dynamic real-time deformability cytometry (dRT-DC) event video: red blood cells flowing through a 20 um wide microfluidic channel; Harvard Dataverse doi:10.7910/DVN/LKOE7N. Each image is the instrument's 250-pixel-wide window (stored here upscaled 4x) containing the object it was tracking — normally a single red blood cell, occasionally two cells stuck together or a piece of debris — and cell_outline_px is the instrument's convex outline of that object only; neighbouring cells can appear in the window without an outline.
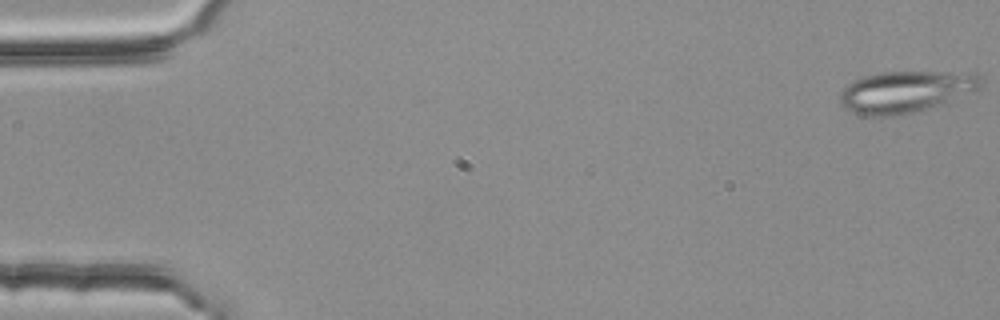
{"species": "common noctule bat (a hibernating species)", "species_latin": "Nyctalus noctula", "temperature_condition": "room temperature", "stored_images_in_passage": 54, "segment_of_instrument_passage": [1, 2], "camera_frame_rate_fps": 3000, "um_per_image_px": 0.085, "animal": {"sex": "female", "body_mass_g": 25.1}, "frame": {"image": 1, "passage_image": 1, "time_ms": 0.0, "image_size_px": [1000, 320], "cell_outline_px": [[984, 88], [976, 92], [944, 104], [900, 116], [864, 116], [852, 112], [844, 108], [840, 104], [840, 92], [852, 80], [864, 76], [880, 72], [952, 72], [984, 76]], "centroid_in_image_um": [77.04, 7.81], "position_along_channel_um": 8.0, "area_um2": 34.97}}